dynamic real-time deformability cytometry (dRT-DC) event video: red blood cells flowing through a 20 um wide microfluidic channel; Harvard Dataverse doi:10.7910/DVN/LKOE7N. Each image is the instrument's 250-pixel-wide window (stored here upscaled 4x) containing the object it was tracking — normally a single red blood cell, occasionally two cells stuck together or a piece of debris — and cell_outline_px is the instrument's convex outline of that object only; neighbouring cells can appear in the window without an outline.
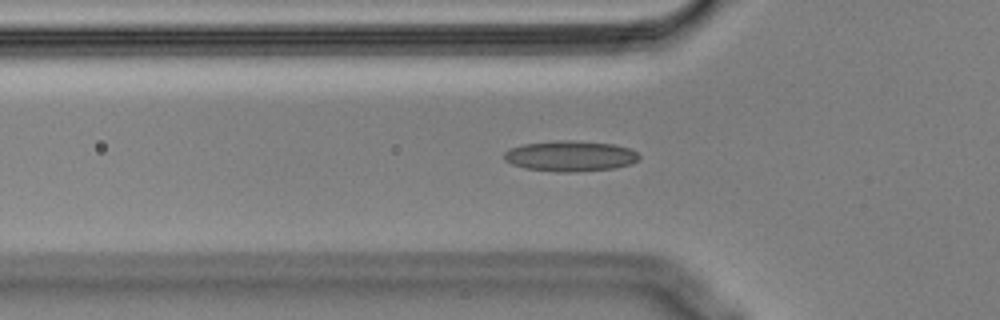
{"species": "Egyptian fruit bat (a non-hibernating species)", "species_latin": "Rousettus aegyptiacus", "temperature_condition": "cold", "stored_images_in_passage": 44, "camera_frame_rate_fps": 3000, "um_per_image_px": 0.085, "animal": {"sex": "male"}, "frame": {"image": 1, "passage_image": 6, "time_ms": 1.667, "image_size_px": [1000, 320], "cell_outline_px": [[640, 156], [632, 164], [616, 168], [572, 172], [560, 172], [524, 168], [512, 164], [504, 160], [504, 152], [512, 148], [524, 144], [556, 140], [572, 140], [612, 144], [628, 148], [636, 152]], "centroid_in_image_um": [48.46, 13.27], "position_along_channel_um": 77.3, "area_um2": 23.99}}
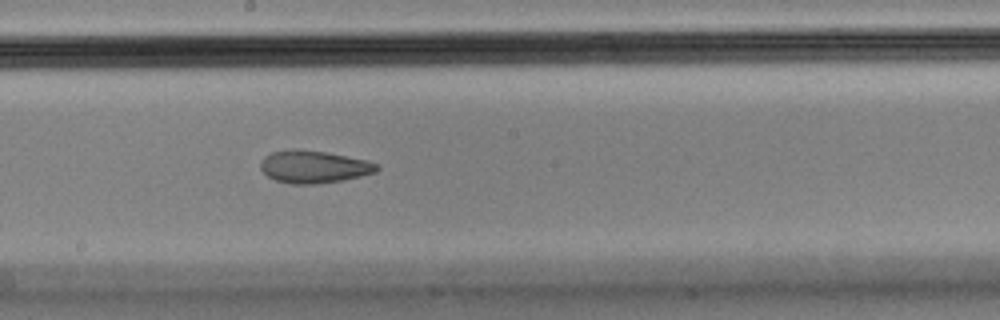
{"frame": {"image": 2, "passage_image": 18, "time_ms": 5.667, "image_size_px": [1000, 320], "cell_outline_px": [[380, 168], [376, 172], [344, 180], [316, 184], [292, 184], [276, 180], [268, 176], [260, 168], [260, 164], [264, 156], [272, 152], [292, 148], [296, 148], [324, 152], [368, 160], [376, 164]], "centroid_in_image_um": [26.66, 14.17], "position_along_channel_um": 221.5, "area_um2": 22.02}}
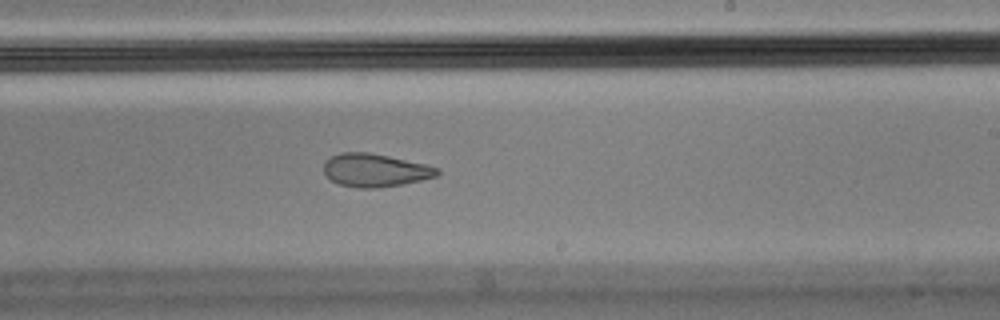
{"frame": {"image": 3, "passage_image": 21, "time_ms": 6.667, "image_size_px": [1000, 320], "cell_outline_px": [[440, 172], [436, 176], [420, 180], [400, 184], [376, 188], [356, 188], [340, 184], [332, 180], [324, 172], [324, 160], [328, 156], [340, 152], [368, 152], [428, 164], [440, 168]], "centroid_in_image_um": [31.87, 14.45], "position_along_channel_um": 257.1, "area_um2": 21.96}, "authors_computed_cell_mechanics": {"area_um2": 23.0622, "velocity_mm_per_s": 3.5762, "shape_relaxation_time_tau1_ms": null, "shape_relaxation_time_tau2_ms": 3.2481, "deformation_change_tau1": null, "deformation_change_tau2": 0.105}}